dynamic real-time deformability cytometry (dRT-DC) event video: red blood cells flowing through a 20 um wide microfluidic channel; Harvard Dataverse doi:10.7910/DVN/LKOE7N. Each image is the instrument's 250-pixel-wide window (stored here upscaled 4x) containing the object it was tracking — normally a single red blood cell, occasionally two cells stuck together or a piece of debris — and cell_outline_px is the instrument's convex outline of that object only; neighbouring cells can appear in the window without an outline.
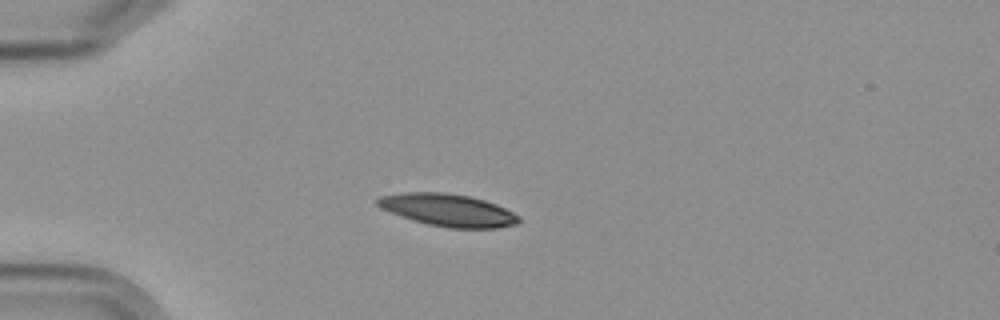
{"species": "Egyptian fruit bat (a non-hibernating species)", "species_latin": "Rousettus aegyptiacus", "temperature_condition": "cold", "stored_images_in_passage": 14, "camera_frame_rate_fps": 3000, "um_per_image_px": 0.085, "frame": {"image": 1, "passage_image": 5, "time_ms": 5.333, "image_size_px": [1000, 320], "cell_outline_px": [[520, 220], [516, 224], [496, 228], [448, 228], [428, 224], [412, 220], [400, 216], [376, 204], [376, 200], [380, 196], [400, 192], [444, 192], [468, 196], [484, 200], [496, 204], [520, 216]], "centroid_in_image_um": [38.08, 17.85], "position_along_channel_um": 46.9, "area_um2": 26.53}}
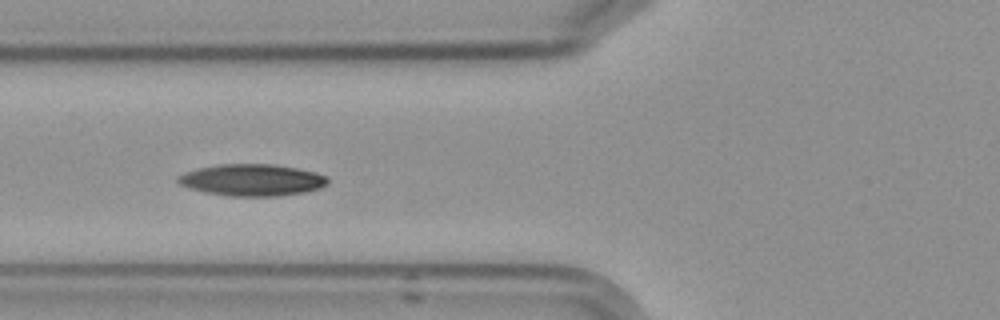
{"frame": {"image": 2, "passage_image": 7, "time_ms": 7.667, "image_size_px": [1000, 320], "cell_outline_px": [[328, 184], [320, 188], [304, 192], [276, 196], [228, 196], [204, 192], [188, 188], [180, 184], [176, 180], [176, 176], [184, 172], [196, 168], [220, 164], [272, 164], [296, 168], [316, 172], [328, 176]], "centroid_in_image_um": [21.39, 15.3], "position_along_channel_um": 104.4, "area_um2": 27.92}}
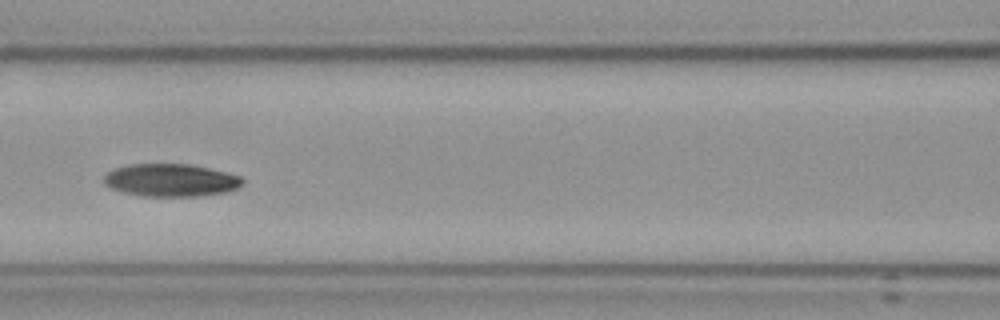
{"frame": {"image": 3, "passage_image": 8, "time_ms": 9.0, "image_size_px": [1000, 320], "cell_outline_px": [[244, 184], [240, 188], [228, 192], [200, 196], [140, 196], [124, 192], [112, 188], [104, 184], [100, 180], [108, 172], [116, 168], [128, 164], [188, 164], [208, 168], [240, 176], [244, 180]], "centroid_in_image_um": [14.53, 15.32], "position_along_channel_um": 152.1, "area_um2": 26.59}, "authors_computed_cell_mechanics": {"area_um2": 26.7903, "velocity_mm_per_s": 3.5328, "shape_relaxation_time_tau1_ms": null, "shape_relaxation_time_tau2_ms": 3.5111, "deformation_change_tau1": null, "deformation_change_tau2": 0.0741}}